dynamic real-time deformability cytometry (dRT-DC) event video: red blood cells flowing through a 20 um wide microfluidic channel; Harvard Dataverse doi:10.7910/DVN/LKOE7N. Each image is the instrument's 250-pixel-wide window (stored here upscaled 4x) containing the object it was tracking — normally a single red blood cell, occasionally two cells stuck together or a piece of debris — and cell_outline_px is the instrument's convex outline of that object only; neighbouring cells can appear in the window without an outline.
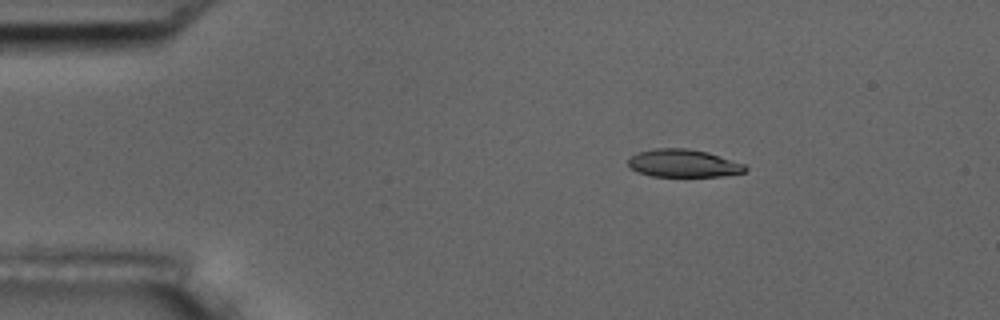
{"species": "common noctule bat (a hibernating species)", "species_latin": "Nyctalus noctula", "temperature_condition": "room temperature", "stored_images_in_passage": 3, "camera_frame_rate_fps": 3000, "um_per_image_px": 0.085, "animal": {"sex": "male", "body_mass_g": 17.5, "forearm_length_mm": 52.3}, "frame": {"image": 1, "passage_image": 1, "time_ms": 0.0, "image_size_px": [1000, 320], "cell_outline_px": [[748, 168], [744, 172], [724, 176], [652, 176], [636, 172], [628, 164], [628, 160], [632, 156], [640, 152], [656, 148], [688, 148], [708, 152], [744, 164]], "centroid_in_image_um": [58.1, 13.88], "position_along_channel_um": 26.9, "area_um2": 18.84}}